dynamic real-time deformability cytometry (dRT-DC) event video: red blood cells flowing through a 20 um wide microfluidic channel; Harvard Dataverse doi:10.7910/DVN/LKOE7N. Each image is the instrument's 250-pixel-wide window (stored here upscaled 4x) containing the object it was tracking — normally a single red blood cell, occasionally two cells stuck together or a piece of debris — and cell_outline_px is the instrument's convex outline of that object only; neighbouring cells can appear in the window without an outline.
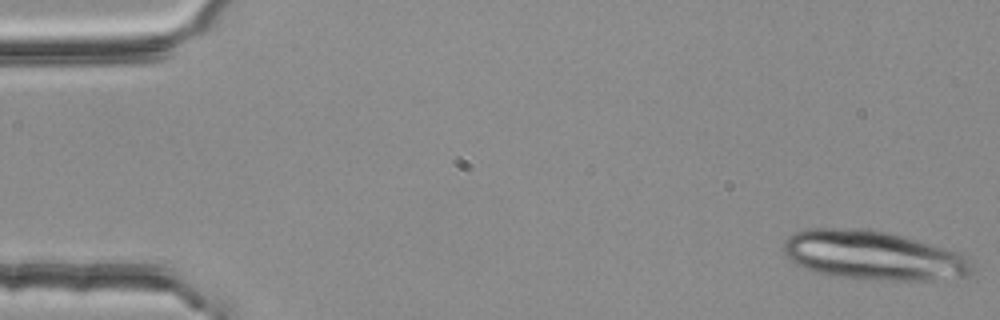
{"species": "common noctule bat (a hibernating species)", "species_latin": "Nyctalus noctula", "temperature_condition": "room temperature", "stored_images_in_passage": 22, "camera_frame_rate_fps": 3000, "um_per_image_px": 0.085, "animal": {"sex": "female", "body_mass_g": 25.1}, "frame": {"image": 1, "passage_image": 1, "time_ms": 0.0, "image_size_px": [1000, 320], "cell_outline_px": [[972, 272], [964, 276], [932, 280], [876, 280], [840, 276], [820, 272], [804, 268], [796, 264], [784, 252], [784, 240], [792, 232], [804, 228], [868, 228], [888, 232], [956, 252], [972, 260]], "centroid_in_image_um": [74.18, 21.69], "position_along_channel_um": 10.8, "area_um2": 53.52}}